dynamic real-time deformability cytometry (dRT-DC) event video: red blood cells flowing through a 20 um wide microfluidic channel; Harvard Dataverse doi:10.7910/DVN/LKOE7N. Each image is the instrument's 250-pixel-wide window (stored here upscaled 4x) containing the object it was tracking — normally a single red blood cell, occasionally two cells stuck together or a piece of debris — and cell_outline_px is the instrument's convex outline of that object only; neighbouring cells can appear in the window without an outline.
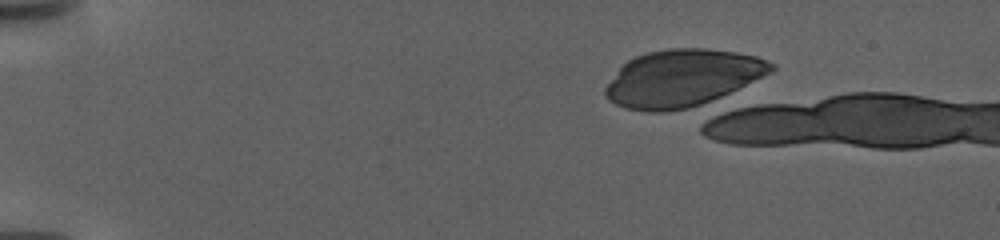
{"species": "human", "species_latin": "Homo sapiens", "temperature_condition": "warm", "stored_images_in_passage": 1, "camera_frame_rate_fps": 3000, "um_per_image_px": 0.085, "donor": {"sex": "female"}, "frame": {"image": 1, "passage_image": 1, "time_ms": 0.0, "image_size_px": [1000, 240], "cell_outline_px": [[776, 68], [772, 72], [720, 100], [688, 108], [664, 112], [644, 112], [624, 108], [608, 100], [604, 92], [604, 88], [620, 68], [628, 60], [636, 56], [648, 52], [668, 48], [704, 48], [736, 52], [756, 56], [776, 64]], "centroid_in_image_um": [58.05, 6.66], "position_along_channel_um": 26.9, "area_um2": 55.83}}